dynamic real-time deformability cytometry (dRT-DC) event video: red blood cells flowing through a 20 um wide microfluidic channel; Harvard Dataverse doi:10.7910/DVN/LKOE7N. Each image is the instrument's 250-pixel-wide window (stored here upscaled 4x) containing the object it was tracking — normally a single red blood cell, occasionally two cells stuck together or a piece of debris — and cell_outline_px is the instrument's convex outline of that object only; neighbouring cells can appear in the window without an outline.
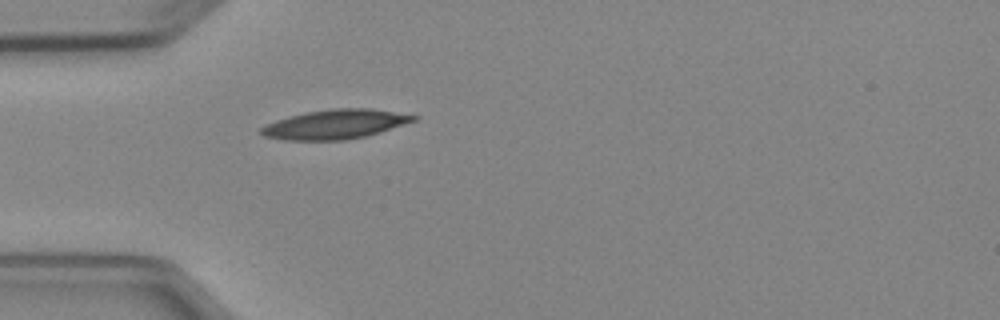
{"species": "Egyptian fruit bat (a non-hibernating species)", "species_latin": "Rousettus aegyptiacus", "temperature_condition": "cold", "stored_images_in_passage": 4, "camera_frame_rate_fps": 3000, "um_per_image_px": 0.085, "animal": {"sex": "female"}, "frame": {"image": 1, "passage_image": 4, "time_ms": 4.333, "image_size_px": [1000, 320], "cell_outline_px": [[420, 116], [416, 120], [380, 132], [364, 136], [344, 140], [284, 140], [264, 136], [260, 132], [260, 128], [264, 124], [288, 116], [308, 112], [332, 108], [372, 108]], "centroid_in_image_um": [28.47, 10.56], "position_along_channel_um": 56.5, "area_um2": 26.07}}